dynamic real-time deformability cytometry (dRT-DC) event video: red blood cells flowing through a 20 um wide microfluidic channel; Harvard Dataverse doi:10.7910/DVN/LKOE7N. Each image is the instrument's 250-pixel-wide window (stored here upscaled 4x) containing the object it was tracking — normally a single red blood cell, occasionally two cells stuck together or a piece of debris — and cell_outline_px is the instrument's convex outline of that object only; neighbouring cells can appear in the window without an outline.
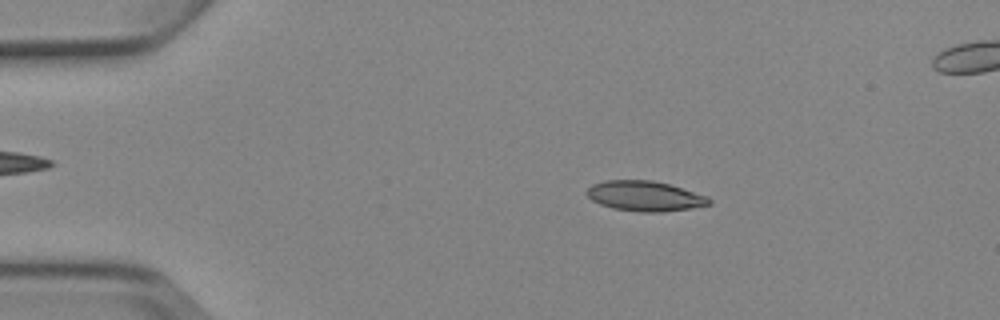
{"species": "Egyptian fruit bat (a non-hibernating species)", "species_latin": "Rousettus aegyptiacus", "temperature_condition": "cold", "stored_images_in_passage": 8, "camera_frame_rate_fps": 3000, "um_per_image_px": 0.085, "animal": {"sex": "female"}, "frame": {"image": 1, "passage_image": 3, "time_ms": 2.333, "image_size_px": [1000, 320], "cell_outline_px": [[712, 204], [692, 208], [660, 212], [640, 212], [612, 208], [600, 204], [592, 200], [584, 192], [592, 184], [604, 180], [652, 180], [668, 184], [708, 196], [712, 200]], "centroid_in_image_um": [54.8, 16.66], "position_along_channel_um": 30.2, "area_um2": 21.56}}
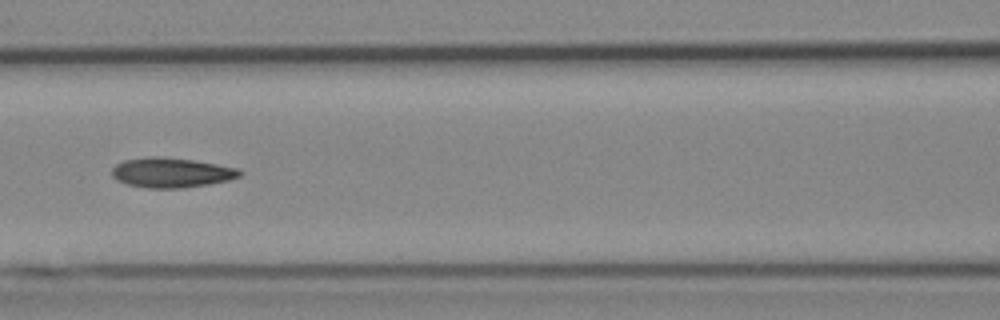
{"frame": {"image": 2, "passage_image": 7, "time_ms": 7.0, "image_size_px": [1000, 320], "cell_outline_px": [[244, 172], [240, 176], [228, 180], [208, 184], [180, 188], [148, 188], [128, 184], [116, 180], [112, 176], [112, 168], [116, 164], [124, 160], [148, 156], [160, 156], [196, 160], [236, 168]], "centroid_in_image_um": [14.55, 14.66], "position_along_channel_um": 152.1, "area_um2": 22.25}}
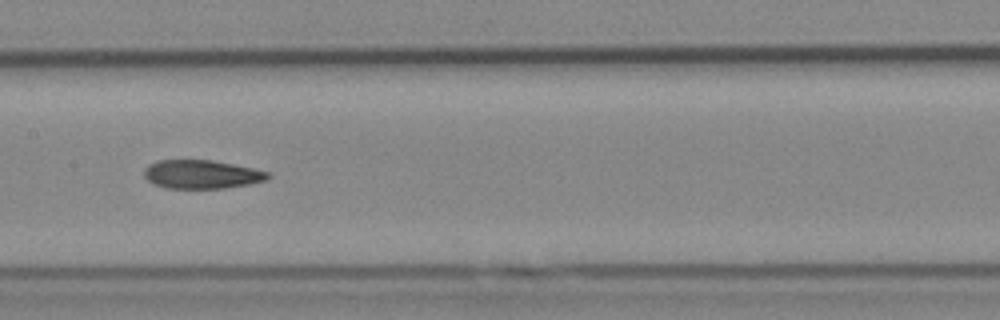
{"frame": {"image": 3, "passage_image": 8, "time_ms": 8.0, "image_size_px": [1000, 320], "cell_outline_px": [[272, 176], [264, 180], [248, 184], [224, 188], [164, 188], [152, 184], [144, 176], [144, 168], [148, 164], [156, 160], [212, 160], [272, 172]], "centroid_in_image_um": [17.11, 14.81], "position_along_channel_um": 190.3, "area_um2": 20.75}}